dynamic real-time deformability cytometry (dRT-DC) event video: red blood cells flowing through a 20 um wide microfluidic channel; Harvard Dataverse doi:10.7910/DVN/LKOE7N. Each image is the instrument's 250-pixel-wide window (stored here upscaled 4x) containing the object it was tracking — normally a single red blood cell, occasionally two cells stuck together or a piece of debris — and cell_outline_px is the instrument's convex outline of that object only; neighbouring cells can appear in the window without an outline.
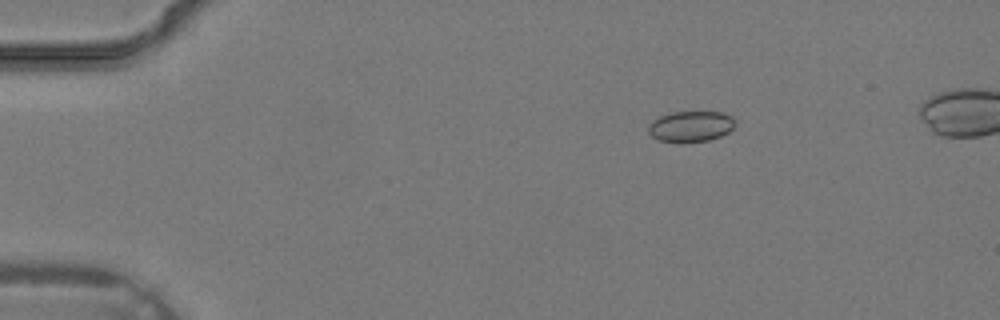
{"species": "common noctule bat (a hibernating species)", "species_latin": "Nyctalus noctula", "temperature_condition": "warm", "stored_images_in_passage": 4, "camera_frame_rate_fps": 3000, "um_per_image_px": 0.085, "animal": {"sex": "male", "body_mass_g": 19.2, "forearm_length_mm": 51.8}, "frame": {"image": 1, "passage_image": 2, "time_ms": 0.333, "image_size_px": [1000, 320], "cell_outline_px": [[736, 124], [728, 132], [720, 136], [708, 140], [680, 144], [660, 140], [652, 136], [648, 132], [648, 124], [652, 120], [660, 116], [672, 112], [720, 112], [732, 116], [736, 120]], "centroid_in_image_um": [58.7, 10.76], "position_along_channel_um": 26.3, "area_um2": 15.84}}